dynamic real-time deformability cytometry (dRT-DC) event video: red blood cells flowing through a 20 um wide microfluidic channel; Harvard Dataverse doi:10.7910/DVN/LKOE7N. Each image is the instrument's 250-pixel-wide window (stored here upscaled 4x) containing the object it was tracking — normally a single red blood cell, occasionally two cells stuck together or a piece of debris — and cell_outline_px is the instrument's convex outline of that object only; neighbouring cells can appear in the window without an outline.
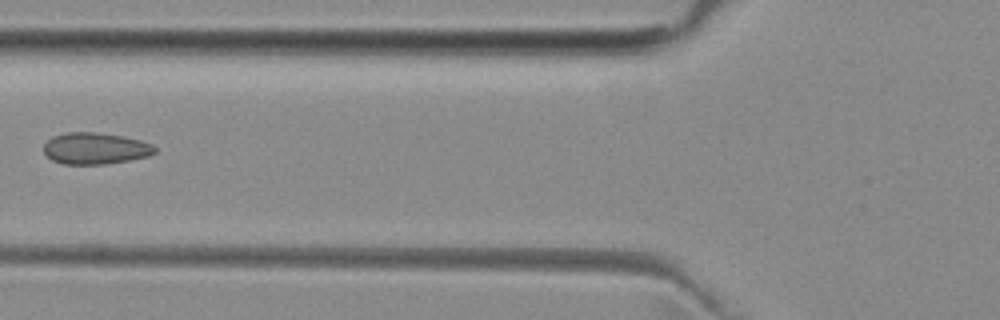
{"species": "common noctule bat (a hibernating species)", "species_latin": "Nyctalus noctula", "temperature_condition": "room temperature", "stored_images_in_passage": 3, "camera_frame_rate_fps": 3000, "um_per_image_px": 0.085, "animal": {"sex": "female", "body_mass_g": 29.2, "forearm_length_mm": 56.3}, "frame": {"image": 1, "passage_image": 2, "time_ms": 1.0, "image_size_px": [1000, 320], "cell_outline_px": [[156, 152], [148, 156], [128, 160], [104, 164], [64, 164], [52, 160], [44, 152], [44, 144], [52, 136], [64, 132], [96, 132], [120, 136], [140, 140], [152, 144], [156, 148]], "centroid_in_image_um": [8.08, 12.61], "position_along_channel_um": 117.7, "area_um2": 20.35}}
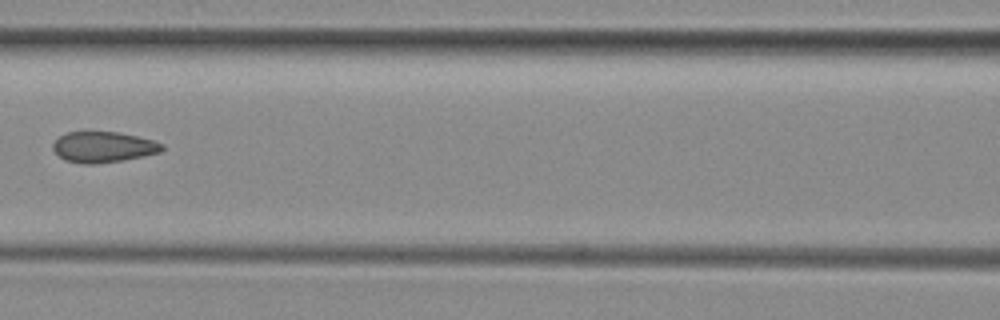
{"frame": {"image": 2, "passage_image": 3, "time_ms": 2.0, "image_size_px": [1000, 320], "cell_outline_px": [[164, 148], [160, 152], [144, 156], [96, 164], [84, 164], [64, 160], [52, 148], [52, 144], [60, 136], [68, 132], [116, 132], [136, 136], [152, 140], [164, 144]], "centroid_in_image_um": [8.78, 12.5], "position_along_channel_um": 157.8, "area_um2": 19.36}}